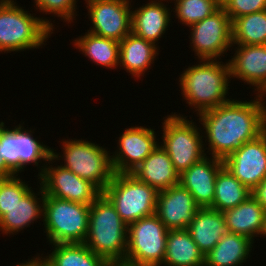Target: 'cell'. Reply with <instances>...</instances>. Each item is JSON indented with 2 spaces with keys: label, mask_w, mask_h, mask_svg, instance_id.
I'll return each instance as SVG.
<instances>
[{
  "label": "cell",
  "mask_w": 266,
  "mask_h": 266,
  "mask_svg": "<svg viewBox=\"0 0 266 266\" xmlns=\"http://www.w3.org/2000/svg\"><path fill=\"white\" fill-rule=\"evenodd\" d=\"M221 7L233 21L238 17L266 10V0H222Z\"/></svg>",
  "instance_id": "d6a6232c"
},
{
  "label": "cell",
  "mask_w": 266,
  "mask_h": 266,
  "mask_svg": "<svg viewBox=\"0 0 266 266\" xmlns=\"http://www.w3.org/2000/svg\"><path fill=\"white\" fill-rule=\"evenodd\" d=\"M47 165L43 166L38 174L45 196L90 206L102 194L90 181L82 179L61 164L57 167Z\"/></svg>",
  "instance_id": "7c38bea8"
},
{
  "label": "cell",
  "mask_w": 266,
  "mask_h": 266,
  "mask_svg": "<svg viewBox=\"0 0 266 266\" xmlns=\"http://www.w3.org/2000/svg\"><path fill=\"white\" fill-rule=\"evenodd\" d=\"M168 229L156 214L128 226L127 252L121 266H160L166 253Z\"/></svg>",
  "instance_id": "52a82bcc"
},
{
  "label": "cell",
  "mask_w": 266,
  "mask_h": 266,
  "mask_svg": "<svg viewBox=\"0 0 266 266\" xmlns=\"http://www.w3.org/2000/svg\"><path fill=\"white\" fill-rule=\"evenodd\" d=\"M9 0H0V7L5 5Z\"/></svg>",
  "instance_id": "ab89813d"
},
{
  "label": "cell",
  "mask_w": 266,
  "mask_h": 266,
  "mask_svg": "<svg viewBox=\"0 0 266 266\" xmlns=\"http://www.w3.org/2000/svg\"><path fill=\"white\" fill-rule=\"evenodd\" d=\"M256 96L249 102L229 100L199 114L212 157L224 160L266 130L265 102Z\"/></svg>",
  "instance_id": "6da1fadb"
},
{
  "label": "cell",
  "mask_w": 266,
  "mask_h": 266,
  "mask_svg": "<svg viewBox=\"0 0 266 266\" xmlns=\"http://www.w3.org/2000/svg\"><path fill=\"white\" fill-rule=\"evenodd\" d=\"M261 235H263V236L266 235V212H265L264 224H263V230H262Z\"/></svg>",
  "instance_id": "74e56055"
},
{
  "label": "cell",
  "mask_w": 266,
  "mask_h": 266,
  "mask_svg": "<svg viewBox=\"0 0 266 266\" xmlns=\"http://www.w3.org/2000/svg\"><path fill=\"white\" fill-rule=\"evenodd\" d=\"M42 257H35L34 259L25 261L26 263L17 264L16 266H45Z\"/></svg>",
  "instance_id": "8d00e7d4"
},
{
  "label": "cell",
  "mask_w": 266,
  "mask_h": 266,
  "mask_svg": "<svg viewBox=\"0 0 266 266\" xmlns=\"http://www.w3.org/2000/svg\"><path fill=\"white\" fill-rule=\"evenodd\" d=\"M223 165L252 191L266 177V130L226 157Z\"/></svg>",
  "instance_id": "5bb4252c"
},
{
  "label": "cell",
  "mask_w": 266,
  "mask_h": 266,
  "mask_svg": "<svg viewBox=\"0 0 266 266\" xmlns=\"http://www.w3.org/2000/svg\"><path fill=\"white\" fill-rule=\"evenodd\" d=\"M164 266H204V255L187 229H169Z\"/></svg>",
  "instance_id": "484cf974"
},
{
  "label": "cell",
  "mask_w": 266,
  "mask_h": 266,
  "mask_svg": "<svg viewBox=\"0 0 266 266\" xmlns=\"http://www.w3.org/2000/svg\"><path fill=\"white\" fill-rule=\"evenodd\" d=\"M158 48L131 32L119 42V65L138 78L150 68Z\"/></svg>",
  "instance_id": "603a6c76"
},
{
  "label": "cell",
  "mask_w": 266,
  "mask_h": 266,
  "mask_svg": "<svg viewBox=\"0 0 266 266\" xmlns=\"http://www.w3.org/2000/svg\"><path fill=\"white\" fill-rule=\"evenodd\" d=\"M14 174L6 167L0 155V179L12 177Z\"/></svg>",
  "instance_id": "d590c367"
},
{
  "label": "cell",
  "mask_w": 266,
  "mask_h": 266,
  "mask_svg": "<svg viewBox=\"0 0 266 266\" xmlns=\"http://www.w3.org/2000/svg\"><path fill=\"white\" fill-rule=\"evenodd\" d=\"M183 72L179 78L181 94L190 106L196 108L198 115L230 100L226 99L230 89L228 79L231 78L229 63L201 60L200 64Z\"/></svg>",
  "instance_id": "3957f363"
},
{
  "label": "cell",
  "mask_w": 266,
  "mask_h": 266,
  "mask_svg": "<svg viewBox=\"0 0 266 266\" xmlns=\"http://www.w3.org/2000/svg\"><path fill=\"white\" fill-rule=\"evenodd\" d=\"M174 3L176 17L188 27L212 15L221 7L220 0H178Z\"/></svg>",
  "instance_id": "4dcf8cb0"
},
{
  "label": "cell",
  "mask_w": 266,
  "mask_h": 266,
  "mask_svg": "<svg viewBox=\"0 0 266 266\" xmlns=\"http://www.w3.org/2000/svg\"><path fill=\"white\" fill-rule=\"evenodd\" d=\"M189 27L192 29L191 46L200 60L221 59V54L223 56L233 46L232 21L222 7Z\"/></svg>",
  "instance_id": "8fae6325"
},
{
  "label": "cell",
  "mask_w": 266,
  "mask_h": 266,
  "mask_svg": "<svg viewBox=\"0 0 266 266\" xmlns=\"http://www.w3.org/2000/svg\"><path fill=\"white\" fill-rule=\"evenodd\" d=\"M266 210L251 195L238 206L223 212L231 233L246 236L252 241L261 235Z\"/></svg>",
  "instance_id": "7402d4cb"
},
{
  "label": "cell",
  "mask_w": 266,
  "mask_h": 266,
  "mask_svg": "<svg viewBox=\"0 0 266 266\" xmlns=\"http://www.w3.org/2000/svg\"><path fill=\"white\" fill-rule=\"evenodd\" d=\"M64 165L82 179L90 181L101 192L116 174L112 157L105 148L86 140L63 141Z\"/></svg>",
  "instance_id": "ba28073f"
},
{
  "label": "cell",
  "mask_w": 266,
  "mask_h": 266,
  "mask_svg": "<svg viewBox=\"0 0 266 266\" xmlns=\"http://www.w3.org/2000/svg\"><path fill=\"white\" fill-rule=\"evenodd\" d=\"M4 125V122H0V155L6 167L14 175L22 171L28 163L38 166L41 159L51 163L52 160L62 158L54 152V149L34 139L31 129L24 130L19 124L11 130Z\"/></svg>",
  "instance_id": "30bf717a"
},
{
  "label": "cell",
  "mask_w": 266,
  "mask_h": 266,
  "mask_svg": "<svg viewBox=\"0 0 266 266\" xmlns=\"http://www.w3.org/2000/svg\"><path fill=\"white\" fill-rule=\"evenodd\" d=\"M166 118L163 122L161 146L169 155L176 171L181 174L206 156L204 142L201 140L203 136L193 120H187L181 114L174 113Z\"/></svg>",
  "instance_id": "9c48e42d"
},
{
  "label": "cell",
  "mask_w": 266,
  "mask_h": 266,
  "mask_svg": "<svg viewBox=\"0 0 266 266\" xmlns=\"http://www.w3.org/2000/svg\"><path fill=\"white\" fill-rule=\"evenodd\" d=\"M186 229L204 256L230 232L223 212L210 207L199 208Z\"/></svg>",
  "instance_id": "d6986e66"
},
{
  "label": "cell",
  "mask_w": 266,
  "mask_h": 266,
  "mask_svg": "<svg viewBox=\"0 0 266 266\" xmlns=\"http://www.w3.org/2000/svg\"><path fill=\"white\" fill-rule=\"evenodd\" d=\"M251 195L266 210V177L251 191Z\"/></svg>",
  "instance_id": "e575fe53"
},
{
  "label": "cell",
  "mask_w": 266,
  "mask_h": 266,
  "mask_svg": "<svg viewBox=\"0 0 266 266\" xmlns=\"http://www.w3.org/2000/svg\"><path fill=\"white\" fill-rule=\"evenodd\" d=\"M75 47L93 62L108 69L119 65V42L95 35L89 31L74 40Z\"/></svg>",
  "instance_id": "83f0119b"
},
{
  "label": "cell",
  "mask_w": 266,
  "mask_h": 266,
  "mask_svg": "<svg viewBox=\"0 0 266 266\" xmlns=\"http://www.w3.org/2000/svg\"><path fill=\"white\" fill-rule=\"evenodd\" d=\"M264 95H266V87L258 94V97L263 101Z\"/></svg>",
  "instance_id": "f35d334b"
},
{
  "label": "cell",
  "mask_w": 266,
  "mask_h": 266,
  "mask_svg": "<svg viewBox=\"0 0 266 266\" xmlns=\"http://www.w3.org/2000/svg\"><path fill=\"white\" fill-rule=\"evenodd\" d=\"M36 3V9H39V12H46L49 14L57 15L60 18H63L64 21L70 22L73 21L75 11L77 8L76 0H34Z\"/></svg>",
  "instance_id": "836d02e7"
},
{
  "label": "cell",
  "mask_w": 266,
  "mask_h": 266,
  "mask_svg": "<svg viewBox=\"0 0 266 266\" xmlns=\"http://www.w3.org/2000/svg\"><path fill=\"white\" fill-rule=\"evenodd\" d=\"M229 60L230 76L257 87L258 94L266 87V44L237 45Z\"/></svg>",
  "instance_id": "ac0fdd59"
},
{
  "label": "cell",
  "mask_w": 266,
  "mask_h": 266,
  "mask_svg": "<svg viewBox=\"0 0 266 266\" xmlns=\"http://www.w3.org/2000/svg\"><path fill=\"white\" fill-rule=\"evenodd\" d=\"M232 44H266V10L238 17L232 21Z\"/></svg>",
  "instance_id": "f546056e"
},
{
  "label": "cell",
  "mask_w": 266,
  "mask_h": 266,
  "mask_svg": "<svg viewBox=\"0 0 266 266\" xmlns=\"http://www.w3.org/2000/svg\"><path fill=\"white\" fill-rule=\"evenodd\" d=\"M49 256L43 257L45 266H112L92 252L84 243L53 244Z\"/></svg>",
  "instance_id": "4316f807"
},
{
  "label": "cell",
  "mask_w": 266,
  "mask_h": 266,
  "mask_svg": "<svg viewBox=\"0 0 266 266\" xmlns=\"http://www.w3.org/2000/svg\"><path fill=\"white\" fill-rule=\"evenodd\" d=\"M254 241L231 233L224 235L216 246L204 256V266H240L251 252Z\"/></svg>",
  "instance_id": "d4e9b609"
},
{
  "label": "cell",
  "mask_w": 266,
  "mask_h": 266,
  "mask_svg": "<svg viewBox=\"0 0 266 266\" xmlns=\"http://www.w3.org/2000/svg\"><path fill=\"white\" fill-rule=\"evenodd\" d=\"M93 28L88 31L120 42L131 33L129 0H85Z\"/></svg>",
  "instance_id": "4fadbf2b"
},
{
  "label": "cell",
  "mask_w": 266,
  "mask_h": 266,
  "mask_svg": "<svg viewBox=\"0 0 266 266\" xmlns=\"http://www.w3.org/2000/svg\"><path fill=\"white\" fill-rule=\"evenodd\" d=\"M48 19L32 16L9 0L0 7V52L38 48L53 33Z\"/></svg>",
  "instance_id": "277c9868"
},
{
  "label": "cell",
  "mask_w": 266,
  "mask_h": 266,
  "mask_svg": "<svg viewBox=\"0 0 266 266\" xmlns=\"http://www.w3.org/2000/svg\"><path fill=\"white\" fill-rule=\"evenodd\" d=\"M102 193L128 226L156 212L158 191L131 173H116Z\"/></svg>",
  "instance_id": "8992f818"
},
{
  "label": "cell",
  "mask_w": 266,
  "mask_h": 266,
  "mask_svg": "<svg viewBox=\"0 0 266 266\" xmlns=\"http://www.w3.org/2000/svg\"><path fill=\"white\" fill-rule=\"evenodd\" d=\"M128 225L102 193L89 209L88 233L84 244L112 266H121L127 252Z\"/></svg>",
  "instance_id": "7a4b0ae2"
},
{
  "label": "cell",
  "mask_w": 266,
  "mask_h": 266,
  "mask_svg": "<svg viewBox=\"0 0 266 266\" xmlns=\"http://www.w3.org/2000/svg\"><path fill=\"white\" fill-rule=\"evenodd\" d=\"M39 191L37 195L41 194L40 198H37L33 190L30 189L20 201L7 209V212L0 218V231L2 230L7 235L8 233L9 235L13 232L17 233L24 227H28L32 221L43 216L45 194L41 184ZM39 202H42V204H39Z\"/></svg>",
  "instance_id": "cb8c5ba5"
},
{
  "label": "cell",
  "mask_w": 266,
  "mask_h": 266,
  "mask_svg": "<svg viewBox=\"0 0 266 266\" xmlns=\"http://www.w3.org/2000/svg\"><path fill=\"white\" fill-rule=\"evenodd\" d=\"M131 174L157 191L179 184L180 176L161 145H158Z\"/></svg>",
  "instance_id": "ffe728a7"
},
{
  "label": "cell",
  "mask_w": 266,
  "mask_h": 266,
  "mask_svg": "<svg viewBox=\"0 0 266 266\" xmlns=\"http://www.w3.org/2000/svg\"><path fill=\"white\" fill-rule=\"evenodd\" d=\"M118 141L119 150L111 155L116 173H131L159 145L155 131L142 126L127 128Z\"/></svg>",
  "instance_id": "9a60e30c"
},
{
  "label": "cell",
  "mask_w": 266,
  "mask_h": 266,
  "mask_svg": "<svg viewBox=\"0 0 266 266\" xmlns=\"http://www.w3.org/2000/svg\"><path fill=\"white\" fill-rule=\"evenodd\" d=\"M215 196L210 208L224 212L238 206L251 196V190L243 185L223 166L216 176Z\"/></svg>",
  "instance_id": "f1b7e54d"
},
{
  "label": "cell",
  "mask_w": 266,
  "mask_h": 266,
  "mask_svg": "<svg viewBox=\"0 0 266 266\" xmlns=\"http://www.w3.org/2000/svg\"><path fill=\"white\" fill-rule=\"evenodd\" d=\"M158 1V2H157ZM132 11L131 32L153 44L166 32L170 23V9L159 0Z\"/></svg>",
  "instance_id": "44dd1931"
},
{
  "label": "cell",
  "mask_w": 266,
  "mask_h": 266,
  "mask_svg": "<svg viewBox=\"0 0 266 266\" xmlns=\"http://www.w3.org/2000/svg\"><path fill=\"white\" fill-rule=\"evenodd\" d=\"M223 160L204 157L179 176V184L194 197L200 208L211 207L215 196V182Z\"/></svg>",
  "instance_id": "e0dca14e"
},
{
  "label": "cell",
  "mask_w": 266,
  "mask_h": 266,
  "mask_svg": "<svg viewBox=\"0 0 266 266\" xmlns=\"http://www.w3.org/2000/svg\"><path fill=\"white\" fill-rule=\"evenodd\" d=\"M17 176L0 179V218L31 189Z\"/></svg>",
  "instance_id": "1f68e13d"
},
{
  "label": "cell",
  "mask_w": 266,
  "mask_h": 266,
  "mask_svg": "<svg viewBox=\"0 0 266 266\" xmlns=\"http://www.w3.org/2000/svg\"><path fill=\"white\" fill-rule=\"evenodd\" d=\"M43 222L51 244L84 243L89 225V209L81 204L45 196Z\"/></svg>",
  "instance_id": "5b68a950"
},
{
  "label": "cell",
  "mask_w": 266,
  "mask_h": 266,
  "mask_svg": "<svg viewBox=\"0 0 266 266\" xmlns=\"http://www.w3.org/2000/svg\"><path fill=\"white\" fill-rule=\"evenodd\" d=\"M200 207L180 184L158 191L155 214L169 229H186Z\"/></svg>",
  "instance_id": "2e32d148"
}]
</instances>
